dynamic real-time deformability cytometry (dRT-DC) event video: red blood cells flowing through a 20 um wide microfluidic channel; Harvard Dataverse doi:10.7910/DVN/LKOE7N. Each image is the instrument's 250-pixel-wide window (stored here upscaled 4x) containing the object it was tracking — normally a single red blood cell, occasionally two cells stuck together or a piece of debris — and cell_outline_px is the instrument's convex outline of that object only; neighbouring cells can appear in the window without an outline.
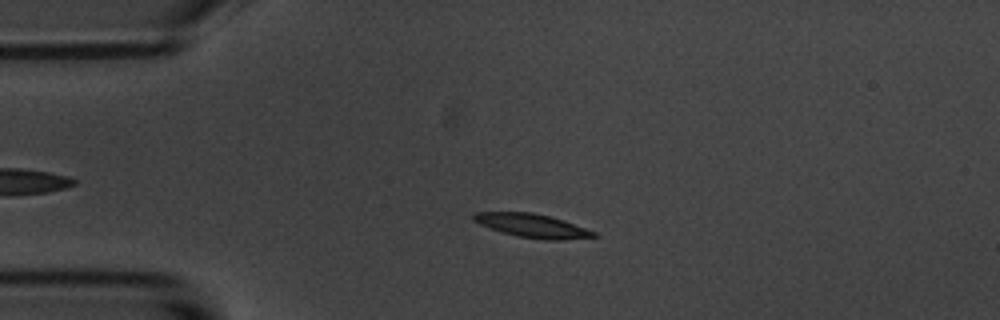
{"species": "common noctule bat (a hibernating species)", "species_latin": "Nyctalus noctula", "temperature_condition": "room temperature", "stored_images_in_passage": 55, "camera_frame_rate_fps": 3000, "um_per_image_px": 0.085, "animal": {"sex": "male", "body_mass_g": 20.1, "forearm_length_mm": 53.5}, "frame": {"image": 1, "passage_image": 12, "time_ms": 3.667, "image_size_px": [1000, 320], "cell_outline_px": [[600, 236], [564, 240], [544, 240], [516, 236], [500, 232], [488, 228], [472, 220], [472, 212], [532, 212], [564, 220], [596, 232]], "centroid_in_image_um": [45.22, 19.19], "position_along_channel_um": 39.8, "area_um2": 16.76}}
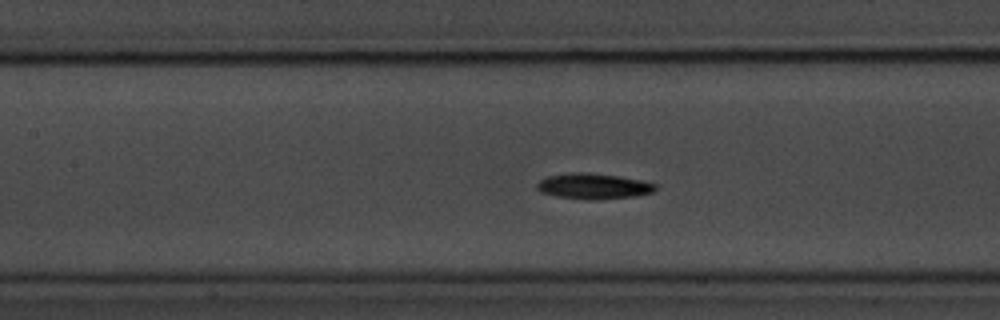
{"frame": {"image": 2, "passage_image": 24, "time_ms": 7.667, "image_size_px": [1000, 320], "cell_outline_px": [[656, 188], [652, 192], [632, 196], [596, 200], [588, 200], [556, 196], [540, 192], [536, 188], [536, 184], [540, 180], [548, 176], [572, 172], [580, 172], [616, 176], [640, 180], [656, 184]], "centroid_in_image_um": [50.38, 15.83], "position_along_channel_um": 157.0, "area_um2": 17.46}}
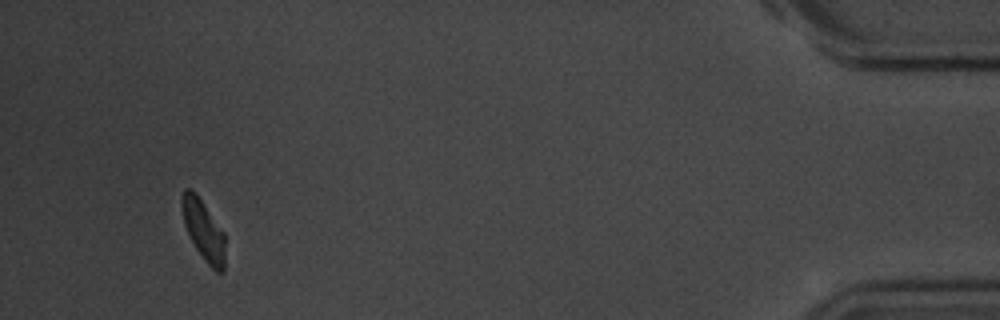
{"frame": {"image": 3, "passage_image": 52, "time_ms": 17.0, "image_size_px": [1000, 320], "cell_outline_px": [[224, 272], [216, 272], [204, 260], [188, 236], [184, 224], [180, 204], [180, 200], [184, 188], [188, 188], [200, 200], [224, 232]], "centroid_in_image_um": [17.27, 19.6], "position_along_channel_um": 417.9, "area_um2": 14.97}, "authors_computed_cell_mechanics": {"area_um2": 16.5886, "velocity_mm_per_s": 3.5855, "shape_relaxation_time_tau1_ms": 3.0269, "shape_relaxation_time_tau2_ms": 10.8301, "deformation_change_tau1": 0.1205, "deformation_change_tau2": 0.1675}}